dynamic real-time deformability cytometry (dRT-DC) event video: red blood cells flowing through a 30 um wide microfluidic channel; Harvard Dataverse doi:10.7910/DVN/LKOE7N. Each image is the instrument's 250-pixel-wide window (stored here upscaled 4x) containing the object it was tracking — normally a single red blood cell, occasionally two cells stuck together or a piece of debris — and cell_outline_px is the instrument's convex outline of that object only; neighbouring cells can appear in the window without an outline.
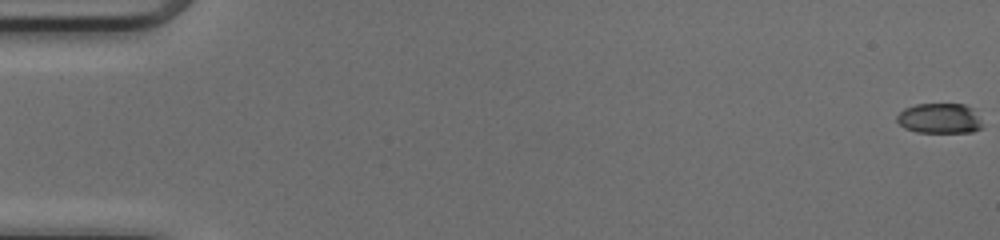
{"species": "common noctule bat (a hibernating species)", "species_latin": "Nyctalus noctula", "temperature_condition": "cold", "stored_images_in_passage": 52, "camera_frame_rate_fps": 3000, "um_per_image_px": 0.085, "animal": {"sex": "female", "body_mass_g": 17.0, "forearm_length_mm": 48.0}, "frame": {"image": 1, "passage_image": 1, "time_ms": 0.0, "image_size_px": [1000, 240], "cell_outline_px": [[984, 128], [972, 132], [916, 132], [904, 128], [896, 120], [896, 116], [904, 108], [916, 104], [964, 104], [972, 108], [980, 120]], "centroid_in_image_um": [79.86, 10.07], "position_along_channel_um": 5.1, "area_um2": 15.09}}
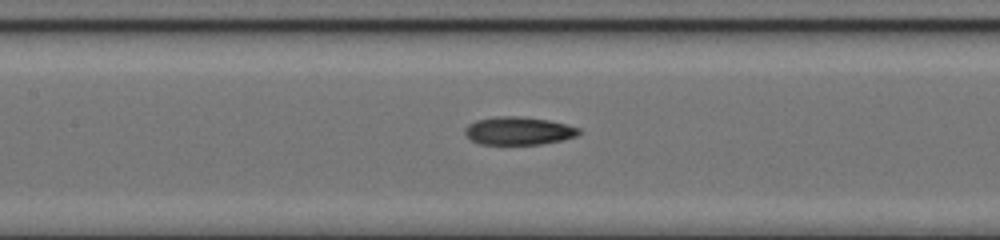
{"frame": {"image": 2, "passage_image": 25, "time_ms": 8.0, "image_size_px": [1000, 240], "cell_outline_px": [[580, 132], [576, 136], [564, 140], [544, 144], [480, 144], [472, 140], [464, 132], [464, 128], [468, 124], [476, 120], [496, 116], [520, 116], [548, 120], [568, 124], [580, 128]], "centroid_in_image_um": [44.1, 11.12], "position_along_channel_um": 163.3, "area_um2": 18.73}}
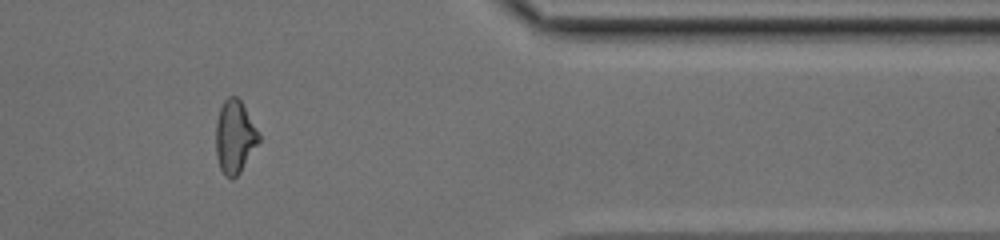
{"frame": {"image": 3, "passage_image": 43, "time_ms": 14.0, "image_size_px": [1000, 240], "cell_outline_px": [[260, 140], [240, 172], [232, 180], [224, 176], [220, 168], [216, 156], [216, 120], [220, 108], [224, 100], [228, 96], [236, 96], [240, 100], [260, 132]], "centroid_in_image_um": [19.95, 11.63], "position_along_channel_um": 391.5, "area_um2": 18.38}}